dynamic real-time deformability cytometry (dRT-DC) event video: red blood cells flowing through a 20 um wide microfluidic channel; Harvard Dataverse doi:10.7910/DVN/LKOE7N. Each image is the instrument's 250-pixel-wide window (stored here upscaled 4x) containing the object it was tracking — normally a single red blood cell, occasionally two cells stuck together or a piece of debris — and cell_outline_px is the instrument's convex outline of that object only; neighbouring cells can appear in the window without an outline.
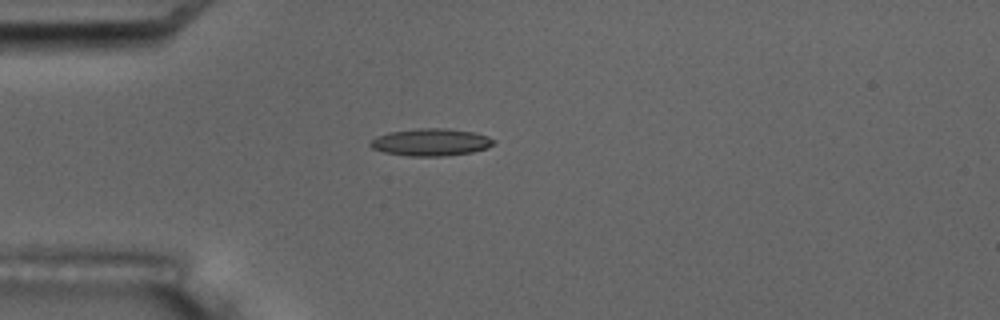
{"species": "common noctule bat (a hibernating species)", "species_latin": "Nyctalus noctula", "temperature_condition": "room temperature", "stored_images_in_passage": 3, "camera_frame_rate_fps": 3000, "um_per_image_px": 0.085, "animal": {"sex": "male", "body_mass_g": 17.5, "forearm_length_mm": 52.3}, "frame": {"image": 1, "passage_image": 3, "time_ms": 2.333, "image_size_px": [1000, 320], "cell_outline_px": [[496, 144], [488, 148], [472, 152], [444, 156], [408, 156], [384, 152], [372, 148], [368, 144], [376, 136], [388, 132], [420, 128], [444, 128], [472, 132], [488, 136], [496, 140]], "centroid_in_image_um": [36.64, 12.09], "position_along_channel_um": 48.4, "area_um2": 19.71}}